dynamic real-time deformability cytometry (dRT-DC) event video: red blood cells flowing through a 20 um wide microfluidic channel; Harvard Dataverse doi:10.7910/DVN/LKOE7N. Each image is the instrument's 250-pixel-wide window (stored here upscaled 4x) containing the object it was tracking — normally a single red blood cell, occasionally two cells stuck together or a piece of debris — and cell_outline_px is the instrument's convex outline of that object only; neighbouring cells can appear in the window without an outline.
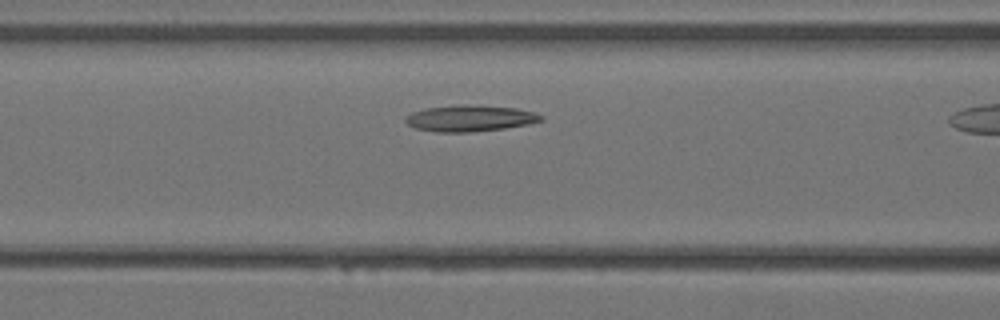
{"species": "Egyptian fruit bat (a non-hibernating species)", "species_latin": "Rousettus aegyptiacus", "temperature_condition": "warm", "stored_images_in_passage": 7, "camera_frame_rate_fps": 3000, "um_per_image_px": 0.085, "animal": {"sex": "female"}, "frame": {"image": 1, "passage_image": 6, "time_ms": 1.667, "image_size_px": [1000, 320], "cell_outline_px": [[544, 120], [528, 124], [504, 128], [472, 132], [436, 132], [416, 128], [408, 124], [404, 120], [412, 112], [428, 108], [460, 104], [464, 104], [516, 108], [532, 112], [544, 116]], "centroid_in_image_um": [39.96, 10.06], "position_along_channel_um": 126.6, "area_um2": 20.58}}